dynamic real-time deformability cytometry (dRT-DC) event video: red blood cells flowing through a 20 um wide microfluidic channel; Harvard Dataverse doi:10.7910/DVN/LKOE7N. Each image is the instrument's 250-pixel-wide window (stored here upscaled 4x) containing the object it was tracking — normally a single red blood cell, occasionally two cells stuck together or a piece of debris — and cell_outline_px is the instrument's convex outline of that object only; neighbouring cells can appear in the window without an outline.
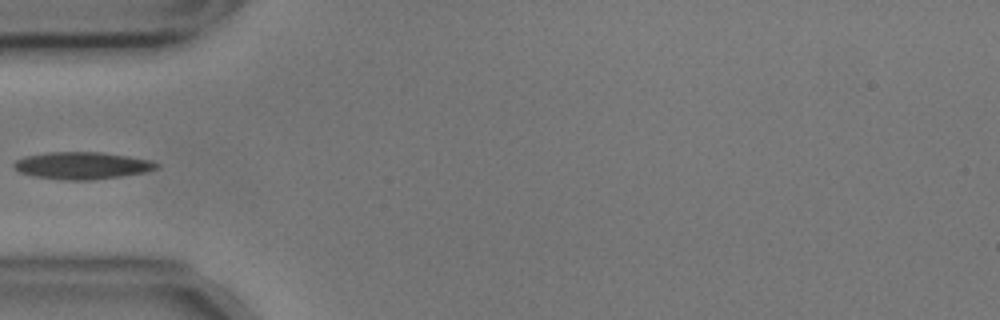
{"species": "common noctule bat (a hibernating species)", "species_latin": "Nyctalus noctula", "temperature_condition": "cold", "stored_images_in_passage": 39, "camera_frame_rate_fps": 3000, "um_per_image_px": 0.085, "animal": {"sex": "male", "body_mass_g": 17.9, "forearm_length_mm": 54.2}, "frame": {"image": 1, "passage_image": 1, "time_ms": 0.0, "image_size_px": [1000, 320], "cell_outline_px": [[160, 168], [144, 172], [120, 176], [92, 180], [64, 180], [32, 176], [20, 172], [12, 164], [16, 160], [24, 156], [48, 152], [100, 152], [128, 156], [152, 160], [160, 164]], "centroid_in_image_um": [6.99, 14.07], "position_along_channel_um": 78.0, "area_um2": 22.66}}
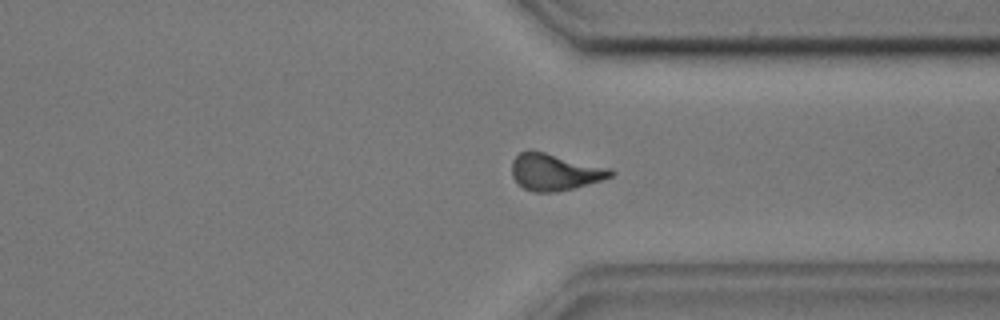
{"frame": {"image": 2, "passage_image": 25, "time_ms": 8.0, "image_size_px": [1000, 320], "cell_outline_px": [[616, 172], [612, 176], [604, 180], [556, 192], [536, 192], [524, 188], [512, 176], [512, 160], [520, 152], [528, 148], [532, 148], [612, 168]], "centroid_in_image_um": [47.18, 14.58], "position_along_channel_um": 364.2, "area_um2": 21.62}}
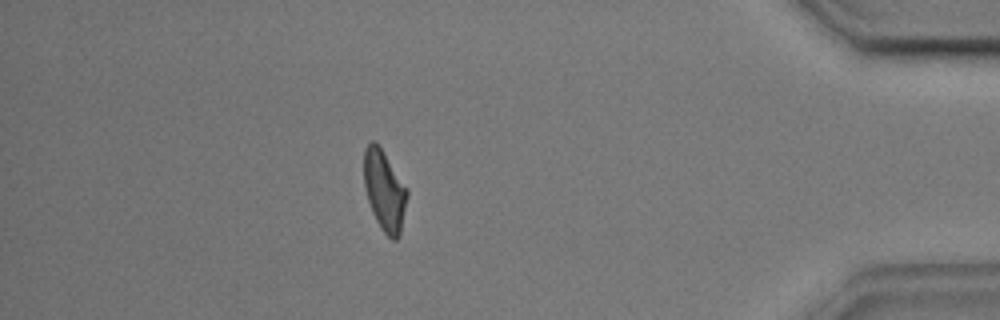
{"frame": {"image": 3, "passage_image": 32, "time_ms": 10.333, "image_size_px": [1000, 320], "cell_outline_px": [[408, 196], [400, 236], [396, 240], [392, 240], [380, 228], [372, 212], [364, 188], [364, 148], [372, 140], [376, 140], [408, 188]], "centroid_in_image_um": [32.69, 16.19], "position_along_channel_um": 402.5, "area_um2": 20.58}}